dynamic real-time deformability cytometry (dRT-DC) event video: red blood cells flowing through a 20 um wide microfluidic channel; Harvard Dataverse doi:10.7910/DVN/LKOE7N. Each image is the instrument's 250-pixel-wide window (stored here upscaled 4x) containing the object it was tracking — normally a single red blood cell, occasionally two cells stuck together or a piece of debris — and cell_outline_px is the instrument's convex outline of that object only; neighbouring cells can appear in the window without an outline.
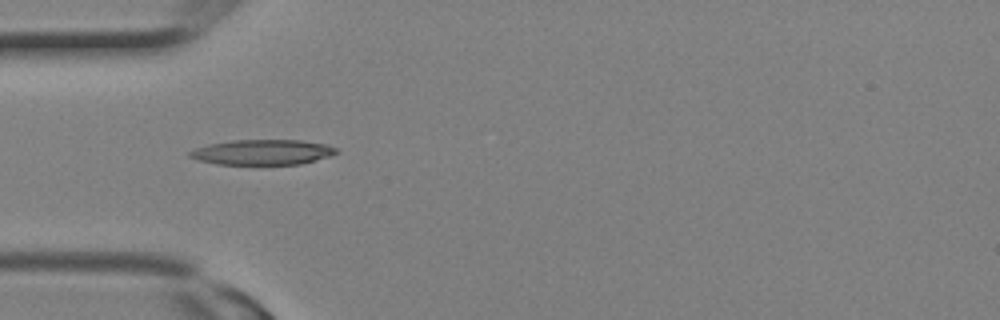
{"species": "Egyptian fruit bat (a non-hibernating species)", "species_latin": "Rousettus aegyptiacus", "temperature_condition": "room temperature", "stored_images_in_passage": 3, "camera_frame_rate_fps": 3000, "um_per_image_px": 0.085, "animal": {"sex": "female"}, "frame": {"image": 1, "passage_image": 3, "time_ms": 0.667, "image_size_px": [1000, 320], "cell_outline_px": [[340, 152], [328, 156], [300, 164], [216, 164], [200, 160], [188, 156], [188, 152], [196, 148], [208, 144], [232, 140], [300, 140], [324, 144], [336, 148]], "centroid_in_image_um": [22.29, 12.93], "position_along_channel_um": 62.7, "area_um2": 21.33}}